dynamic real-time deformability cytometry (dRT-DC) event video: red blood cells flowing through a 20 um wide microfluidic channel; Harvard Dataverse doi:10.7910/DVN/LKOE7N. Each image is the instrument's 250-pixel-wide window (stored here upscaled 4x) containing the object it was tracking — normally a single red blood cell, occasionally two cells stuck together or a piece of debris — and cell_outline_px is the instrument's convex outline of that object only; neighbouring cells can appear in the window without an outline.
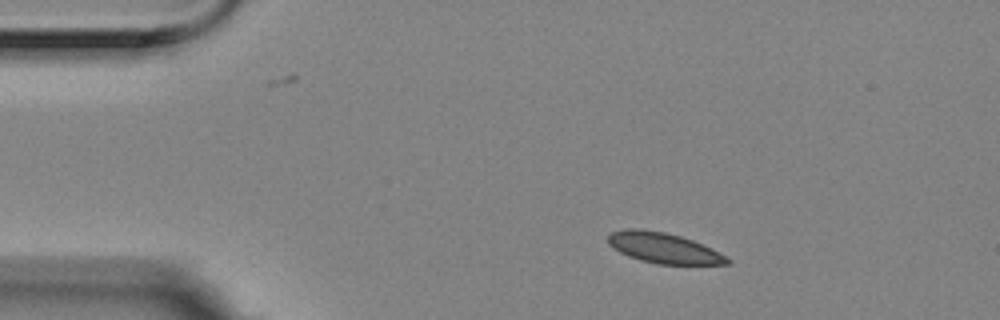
{"species": "Egyptian fruit bat (a non-hibernating species)", "species_latin": "Rousettus aegyptiacus", "temperature_condition": "room temperature", "stored_images_in_passage": 4, "camera_frame_rate_fps": 3000, "um_per_image_px": 0.085, "animal": {"sex": "female"}, "frame": {"image": 1, "passage_image": 2, "time_ms": 0.333, "image_size_px": [1000, 320], "cell_outline_px": [[732, 264], [660, 264], [640, 260], [628, 256], [612, 248], [608, 244], [608, 236], [612, 232], [624, 228], [640, 228], [664, 232], [680, 236], [692, 240], [732, 260]], "centroid_in_image_um": [56.34, 21.07], "position_along_channel_um": 28.7, "area_um2": 20.92}}